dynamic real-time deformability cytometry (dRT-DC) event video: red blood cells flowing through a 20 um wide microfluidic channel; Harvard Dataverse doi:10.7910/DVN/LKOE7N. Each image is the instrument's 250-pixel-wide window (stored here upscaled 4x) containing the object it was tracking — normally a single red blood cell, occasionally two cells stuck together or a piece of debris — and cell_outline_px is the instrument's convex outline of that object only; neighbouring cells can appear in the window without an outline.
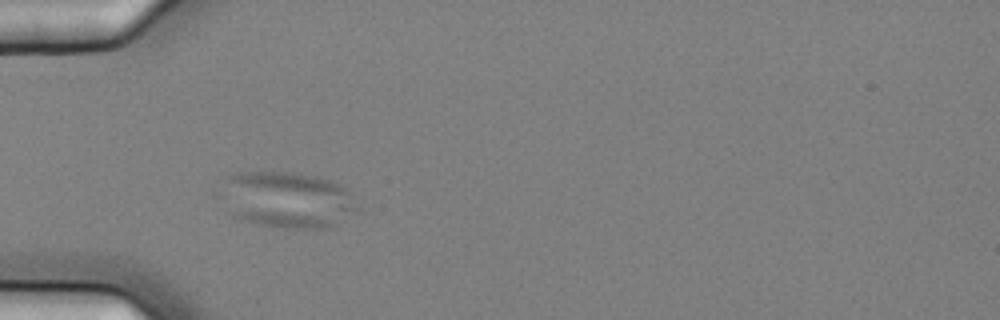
{"species": "common noctule bat (a hibernating species)", "species_latin": "Nyctalus noctula", "temperature_condition": "cold", "stored_images_in_passage": 7, "camera_frame_rate_fps": 3000, "um_per_image_px": 0.085, "animal": {"sex": "female", "body_mass_g": 25.1}, "frame": {"image": 1, "passage_image": 6, "time_ms": 1.667, "image_size_px": [1000, 320], "cell_outline_px": [[364, 208], [360, 212], [336, 224], [320, 228], [272, 228], [240, 220], [216, 196], [216, 192], [224, 180], [228, 176], [240, 172], [292, 172], [316, 176], [340, 184], [348, 188]], "centroid_in_image_um": [24.43, 16.98], "position_along_channel_um": 60.6, "area_um2": 46.3}}